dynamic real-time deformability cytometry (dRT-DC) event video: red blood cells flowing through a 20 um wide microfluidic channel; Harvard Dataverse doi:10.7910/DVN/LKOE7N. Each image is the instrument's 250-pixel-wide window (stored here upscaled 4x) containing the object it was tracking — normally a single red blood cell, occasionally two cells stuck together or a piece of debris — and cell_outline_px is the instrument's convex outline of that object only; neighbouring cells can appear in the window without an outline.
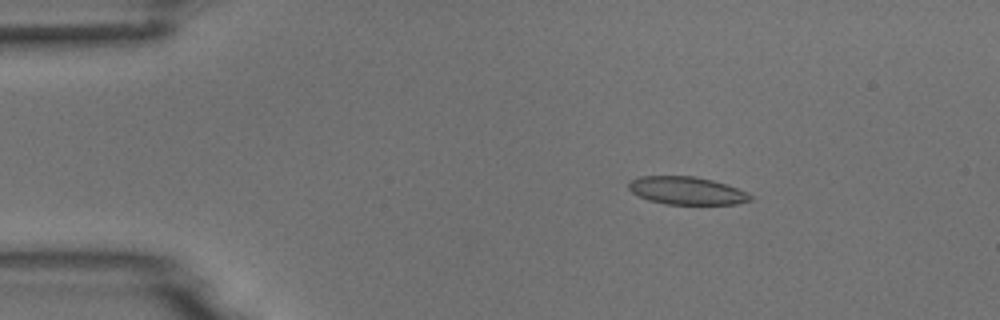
{"species": "common noctule bat (a hibernating species)", "species_latin": "Nyctalus noctula", "temperature_condition": "room temperature", "stored_images_in_passage": 5, "camera_frame_rate_fps": 3000, "um_per_image_px": 0.085, "animal": {"sex": "male", "body_mass_g": 18.8}, "frame": {"image": 1, "passage_image": 3, "time_ms": 2.333, "image_size_px": [1000, 320], "cell_outline_px": [[752, 200], [736, 204], [664, 204], [648, 200], [632, 192], [628, 188], [628, 184], [632, 180], [640, 176], [696, 176], [712, 180], [736, 188], [752, 196]], "centroid_in_image_um": [58.34, 16.21], "position_along_channel_um": 26.7, "area_um2": 19.54}}
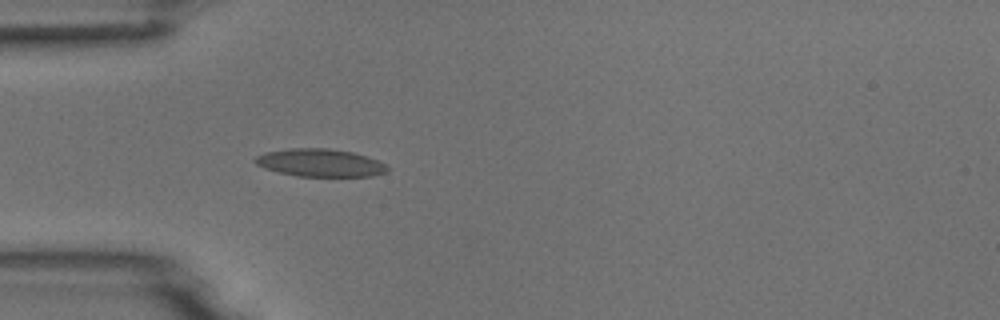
{"frame": {"image": 2, "passage_image": 5, "time_ms": 4.667, "image_size_px": [1000, 320], "cell_outline_px": [[388, 172], [372, 176], [296, 176], [264, 168], [256, 164], [252, 160], [256, 156], [264, 152], [288, 148], [328, 148], [352, 152], [376, 160], [384, 164], [388, 168]], "centroid_in_image_um": [27.16, 13.83], "position_along_channel_um": 57.8, "area_um2": 21.33}}